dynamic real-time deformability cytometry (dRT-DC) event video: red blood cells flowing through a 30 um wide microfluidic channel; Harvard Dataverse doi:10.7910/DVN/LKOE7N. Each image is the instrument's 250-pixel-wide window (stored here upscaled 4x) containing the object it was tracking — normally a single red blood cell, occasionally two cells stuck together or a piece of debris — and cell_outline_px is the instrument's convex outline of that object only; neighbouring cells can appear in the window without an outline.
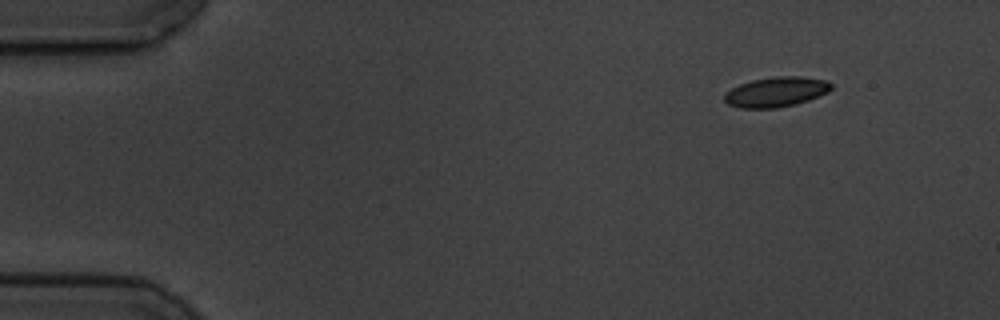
{"species": "common noctule bat (a hibernating species)", "species_latin": "Nyctalus noctula", "temperature_condition": "cold", "stored_images_in_passage": 4, "camera_frame_rate_fps": 3000, "um_per_image_px": 0.085, "animal": {"sex": "male", "body_mass_g": 19.5, "forearm_length_mm": 54.6}, "frame": {"image": 1, "passage_image": 1, "time_ms": 0.0, "image_size_px": [1000, 320], "cell_outline_px": [[832, 88], [828, 92], [808, 100], [796, 104], [776, 108], [740, 108], [728, 104], [724, 100], [724, 96], [732, 88], [740, 84], [752, 80], [776, 76], [800, 76], [828, 80], [832, 84]], "centroid_in_image_um": [66.0, 7.81], "position_along_channel_um": 19.0, "area_um2": 18.61}}
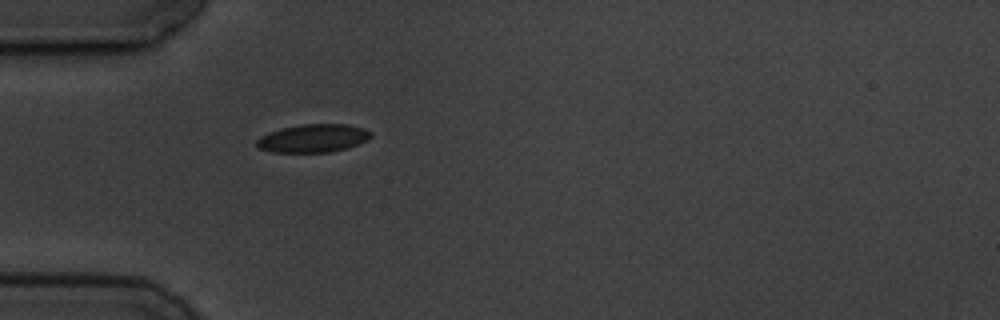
{"frame": {"image": 2, "passage_image": 4, "time_ms": 3.667, "image_size_px": [1000, 320], "cell_outline_px": [[372, 136], [368, 140], [348, 148], [328, 152], [272, 152], [260, 148], [256, 144], [256, 140], [260, 136], [268, 132], [280, 128], [300, 124], [348, 124], [364, 128], [372, 132]], "centroid_in_image_um": [26.63, 11.74], "position_along_channel_um": 58.4, "area_um2": 18.9}}